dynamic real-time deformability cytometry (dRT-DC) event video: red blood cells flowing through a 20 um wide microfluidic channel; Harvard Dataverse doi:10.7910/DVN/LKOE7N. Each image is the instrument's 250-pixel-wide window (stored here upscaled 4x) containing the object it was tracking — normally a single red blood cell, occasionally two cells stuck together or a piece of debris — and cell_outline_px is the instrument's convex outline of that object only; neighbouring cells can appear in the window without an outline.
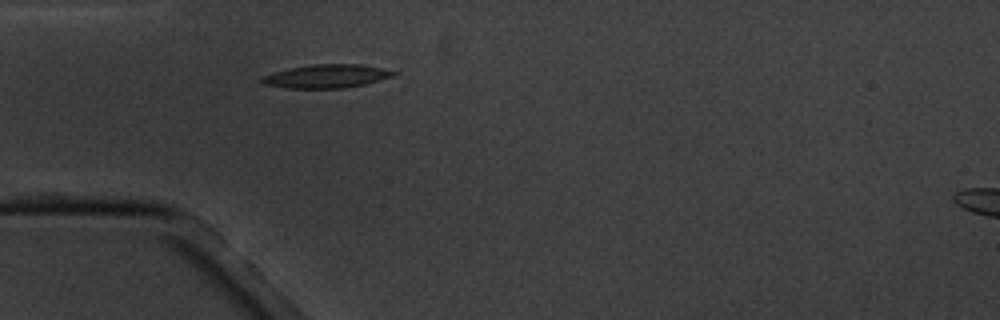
{"species": "common noctule bat (a hibernating species)", "species_latin": "Nyctalus noctula", "temperature_condition": "cold", "stored_images_in_passage": 2, "camera_frame_rate_fps": 3000, "um_per_image_px": 0.085, "animal": {"sex": "male", "body_mass_g": 20.1, "forearm_length_mm": 53.5}, "frame": {"image": 1, "passage_image": 1, "time_ms": 0.0, "image_size_px": [1000, 320], "cell_outline_px": [[396, 72], [392, 76], [364, 84], [344, 88], [288, 88], [264, 84], [260, 80], [260, 76], [272, 72], [288, 68], [312, 64], [360, 64], [380, 68]], "centroid_in_image_um": [27.66, 6.47], "position_along_channel_um": 57.3, "area_um2": 17.86}}